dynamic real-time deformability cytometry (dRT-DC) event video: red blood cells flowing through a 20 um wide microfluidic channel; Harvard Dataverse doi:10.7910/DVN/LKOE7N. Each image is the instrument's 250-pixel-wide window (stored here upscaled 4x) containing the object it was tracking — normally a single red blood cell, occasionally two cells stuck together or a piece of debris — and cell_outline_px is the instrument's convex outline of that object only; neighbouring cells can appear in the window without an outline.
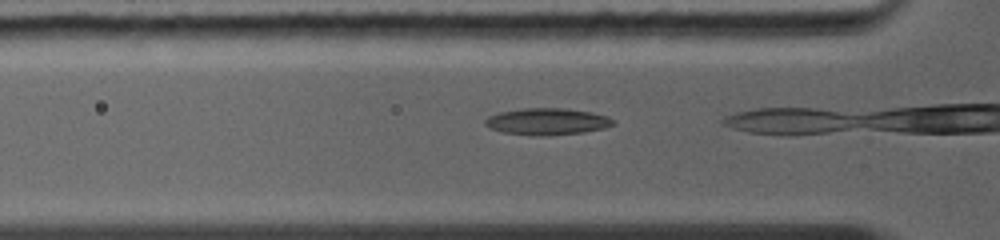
{"species": "common noctule bat (a hibernating species)", "species_latin": "Nyctalus noctula", "temperature_condition": "warm", "stored_images_in_passage": 5, "camera_frame_rate_fps": 5000, "um_per_image_px": 0.085, "animal": {"sex": "female", "body_mass_g": 19.0, "forearm_length_mm": 56.7}, "frame": {"image": 1, "passage_image": 3, "time_ms": 0.6, "image_size_px": [1000, 240], "cell_outline_px": [[616, 124], [604, 128], [584, 132], [548, 136], [532, 136], [500, 132], [484, 124], [484, 120], [488, 116], [496, 112], [520, 108], [564, 108], [592, 112], [608, 116], [616, 120]], "centroid_in_image_um": [46.5, 10.33], "position_along_channel_um": 79.3, "area_um2": 20.4}}